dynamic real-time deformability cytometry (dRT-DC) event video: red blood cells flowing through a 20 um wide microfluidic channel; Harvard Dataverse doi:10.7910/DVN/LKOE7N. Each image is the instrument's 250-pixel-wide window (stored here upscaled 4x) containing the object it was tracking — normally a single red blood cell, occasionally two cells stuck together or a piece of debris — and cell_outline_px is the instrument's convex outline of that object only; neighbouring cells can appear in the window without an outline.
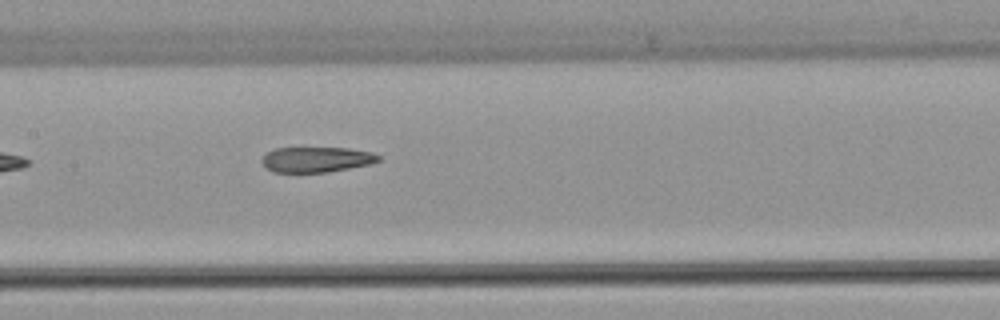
{"species": "common noctule bat (a hibernating species)", "species_latin": "Nyctalus noctula", "temperature_condition": "warm", "stored_images_in_passage": 7, "camera_frame_rate_fps": 3000, "um_per_image_px": 0.085, "animal": {"sex": "female", "body_mass_g": 22.7, "forearm_length_mm": 54.2}, "frame": {"image": 1, "passage_image": 7, "time_ms": 7.333, "image_size_px": [1000, 320], "cell_outline_px": [[380, 160], [372, 164], [328, 172], [272, 172], [260, 160], [268, 152], [276, 148], [348, 148], [372, 152], [380, 156]], "centroid_in_image_um": [26.93, 13.56], "position_along_channel_um": 180.5, "area_um2": 17.17}}